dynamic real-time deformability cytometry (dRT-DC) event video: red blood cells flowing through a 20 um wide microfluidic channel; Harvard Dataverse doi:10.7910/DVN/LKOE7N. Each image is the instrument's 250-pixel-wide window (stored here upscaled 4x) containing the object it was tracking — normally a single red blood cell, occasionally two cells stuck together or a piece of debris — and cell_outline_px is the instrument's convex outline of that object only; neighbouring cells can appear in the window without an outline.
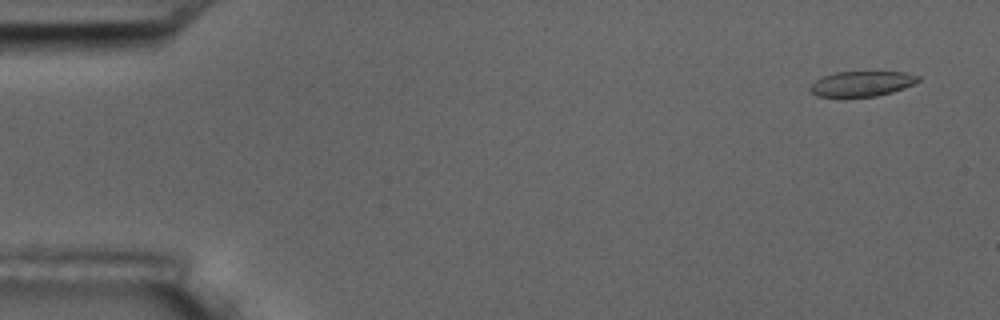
{"species": "common noctule bat (a hibernating species)", "species_latin": "Nyctalus noctula", "temperature_condition": "room temperature", "stored_images_in_passage": 4, "camera_frame_rate_fps": 3000, "um_per_image_px": 0.085, "animal": {"sex": "male", "body_mass_g": 17.5, "forearm_length_mm": 52.3}, "frame": {"image": 1, "passage_image": 1, "time_ms": 0.0, "image_size_px": [1000, 320], "cell_outline_px": [[920, 80], [904, 88], [892, 92], [876, 96], [816, 96], [808, 88], [816, 80], [824, 76], [836, 72], [904, 72], [920, 76]], "centroid_in_image_um": [73.26, 7.11], "position_along_channel_um": 11.7, "area_um2": 15.61}}